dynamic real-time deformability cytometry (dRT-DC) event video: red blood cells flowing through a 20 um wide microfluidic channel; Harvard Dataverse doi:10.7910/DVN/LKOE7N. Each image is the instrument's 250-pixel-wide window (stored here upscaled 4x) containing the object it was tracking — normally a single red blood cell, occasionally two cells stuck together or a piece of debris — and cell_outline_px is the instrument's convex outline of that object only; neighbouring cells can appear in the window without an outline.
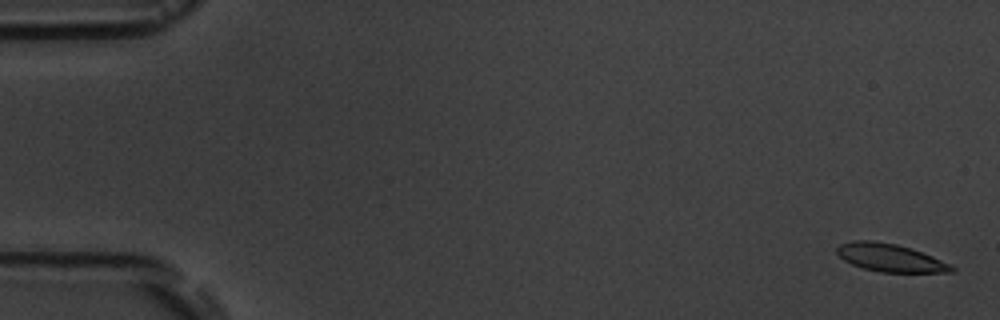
{"species": "common noctule bat (a hibernating species)", "species_latin": "Nyctalus noctula", "temperature_condition": "room temperature", "stored_images_in_passage": 6, "camera_frame_rate_fps": 3000, "um_per_image_px": 0.085, "animal": {"sex": "male", "body_mass_g": 19.5, "forearm_length_mm": 54.6}, "frame": {"image": 1, "passage_image": 1, "time_ms": 0.0, "image_size_px": [1000, 320], "cell_outline_px": [[956, 268], [952, 272], [880, 272], [864, 268], [852, 264], [844, 260], [836, 252], [836, 248], [840, 244], [852, 240], [872, 240], [896, 244], [912, 248], [952, 264]], "centroid_in_image_um": [75.67, 21.9], "position_along_channel_um": 9.3, "area_um2": 18.67}}